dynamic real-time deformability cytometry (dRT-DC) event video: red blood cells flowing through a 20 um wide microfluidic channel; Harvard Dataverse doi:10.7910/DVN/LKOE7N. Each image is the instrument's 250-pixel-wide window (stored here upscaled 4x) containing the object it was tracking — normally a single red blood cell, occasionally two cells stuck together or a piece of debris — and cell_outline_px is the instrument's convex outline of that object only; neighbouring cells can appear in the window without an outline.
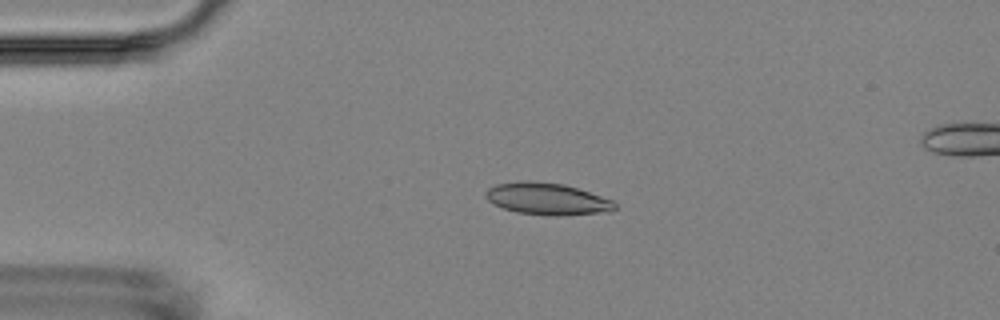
{"species": "Egyptian fruit bat (a non-hibernating species)", "species_latin": "Rousettus aegyptiacus", "temperature_condition": "room temperature", "stored_images_in_passage": 1, "camera_frame_rate_fps": 3000, "um_per_image_px": 0.085, "animal": {"sex": "female"}, "frame": {"image": 1, "passage_image": 1, "time_ms": 0.0, "image_size_px": [1000, 320], "cell_outline_px": [[616, 208], [608, 212], [560, 216], [552, 216], [516, 212], [492, 204], [484, 196], [484, 192], [488, 188], [496, 184], [520, 180], [532, 180], [564, 184], [612, 200], [616, 204]], "centroid_in_image_um": [46.46, 16.9], "position_along_channel_um": 38.5, "area_um2": 24.22}}